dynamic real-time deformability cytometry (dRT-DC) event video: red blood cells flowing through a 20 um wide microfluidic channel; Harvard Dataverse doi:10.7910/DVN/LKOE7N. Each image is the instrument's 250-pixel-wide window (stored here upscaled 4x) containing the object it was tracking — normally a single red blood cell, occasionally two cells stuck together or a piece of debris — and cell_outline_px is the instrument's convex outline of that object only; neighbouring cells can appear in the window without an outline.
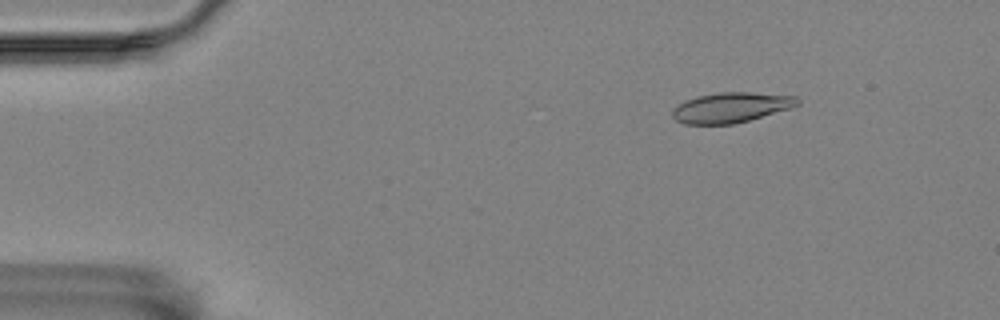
{"species": "Egyptian fruit bat (a non-hibernating species)", "species_latin": "Rousettus aegyptiacus", "temperature_condition": "room temperature", "stored_images_in_passage": 5, "camera_frame_rate_fps": 3000, "um_per_image_px": 0.085, "animal": {"sex": "female"}, "frame": {"image": 1, "passage_image": 2, "time_ms": 1.333, "image_size_px": [1000, 320], "cell_outline_px": [[800, 104], [792, 108], [748, 120], [732, 124], [684, 124], [676, 120], [672, 116], [672, 108], [676, 104], [684, 100], [696, 96], [720, 92], [752, 92], [796, 96], [800, 100]], "centroid_in_image_um": [62.12, 9.13], "position_along_channel_um": 22.9, "area_um2": 22.2}}
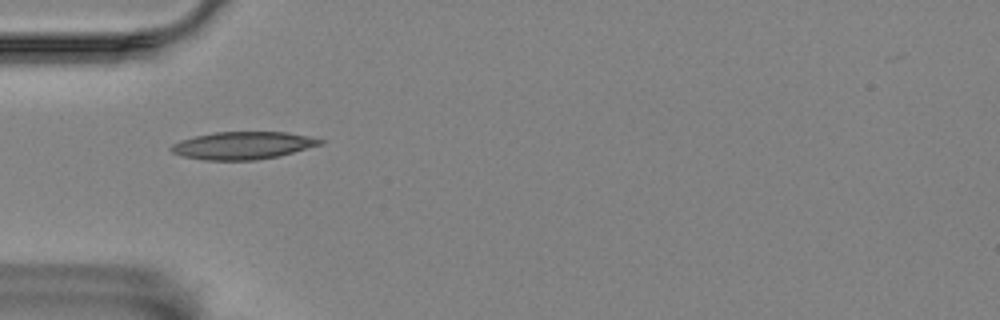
{"frame": {"image": 2, "passage_image": 5, "time_ms": 4.667, "image_size_px": [1000, 320], "cell_outline_px": [[324, 144], [280, 156], [256, 160], [204, 160], [180, 156], [172, 152], [168, 148], [172, 144], [180, 140], [192, 136], [216, 132], [288, 132], [308, 136], [324, 140]], "centroid_in_image_um": [20.63, 12.37], "position_along_channel_um": 64.4, "area_um2": 24.22}}